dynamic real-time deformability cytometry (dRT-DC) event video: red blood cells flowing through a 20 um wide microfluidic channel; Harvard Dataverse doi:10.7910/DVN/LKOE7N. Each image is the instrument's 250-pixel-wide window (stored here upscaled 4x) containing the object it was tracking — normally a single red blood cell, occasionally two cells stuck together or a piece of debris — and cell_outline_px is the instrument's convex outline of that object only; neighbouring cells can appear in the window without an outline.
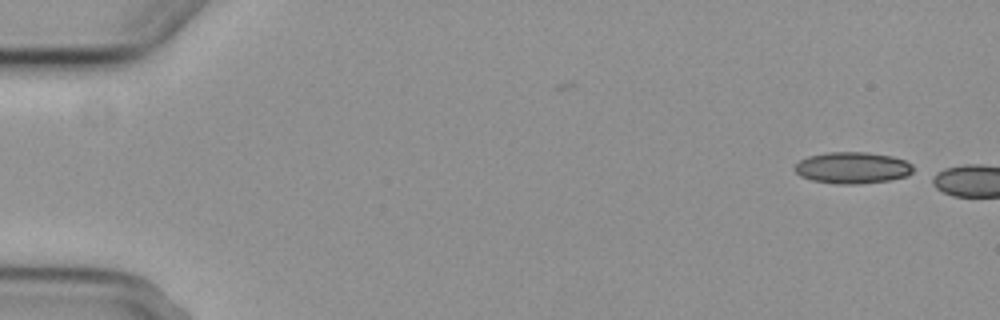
{"species": "common noctule bat (a hibernating species)", "species_latin": "Nyctalus noctula", "temperature_condition": "cold", "stored_images_in_passage": 3, "camera_frame_rate_fps": 3000, "um_per_image_px": 0.085, "animal": {"sex": "female", "body_mass_g": 29.2, "forearm_length_mm": 56.3}, "frame": {"image": 1, "passage_image": 3, "time_ms": 2.333, "image_size_px": [1000, 320], "cell_outline_px": [[912, 172], [908, 176], [888, 180], [856, 184], [836, 184], [812, 180], [800, 176], [792, 168], [800, 160], [808, 156], [828, 152], [868, 152], [892, 156], [904, 160], [912, 164]], "centroid_in_image_um": [72.44, 14.26], "position_along_channel_um": 12.6, "area_um2": 21.79}}